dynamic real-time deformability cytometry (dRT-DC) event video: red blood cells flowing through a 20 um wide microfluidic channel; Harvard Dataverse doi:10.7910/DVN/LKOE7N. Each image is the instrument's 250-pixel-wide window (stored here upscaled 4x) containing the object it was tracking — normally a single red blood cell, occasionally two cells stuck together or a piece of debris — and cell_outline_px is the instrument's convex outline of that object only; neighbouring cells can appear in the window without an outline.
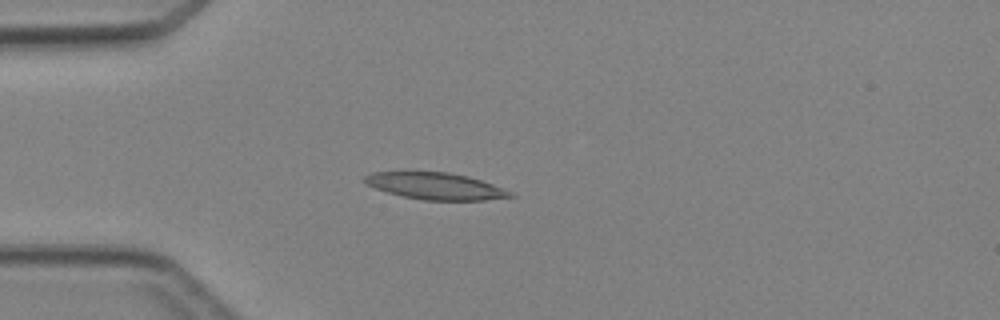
{"species": "Egyptian fruit bat (a non-hibernating species)", "species_latin": "Rousettus aegyptiacus", "temperature_condition": "cold", "stored_images_in_passage": 4, "camera_frame_rate_fps": 3000, "um_per_image_px": 0.085, "animal": {"sex": "female"}, "frame": {"image": 1, "passage_image": 4, "time_ms": 3.333, "image_size_px": [1000, 320], "cell_outline_px": [[516, 196], [484, 200], [424, 200], [404, 196], [388, 192], [376, 188], [368, 184], [364, 180], [364, 176], [372, 172], [448, 172], [468, 176], [492, 184], [512, 192]], "centroid_in_image_um": [37.04, 15.81], "position_along_channel_um": 48.0, "area_um2": 22.37}}